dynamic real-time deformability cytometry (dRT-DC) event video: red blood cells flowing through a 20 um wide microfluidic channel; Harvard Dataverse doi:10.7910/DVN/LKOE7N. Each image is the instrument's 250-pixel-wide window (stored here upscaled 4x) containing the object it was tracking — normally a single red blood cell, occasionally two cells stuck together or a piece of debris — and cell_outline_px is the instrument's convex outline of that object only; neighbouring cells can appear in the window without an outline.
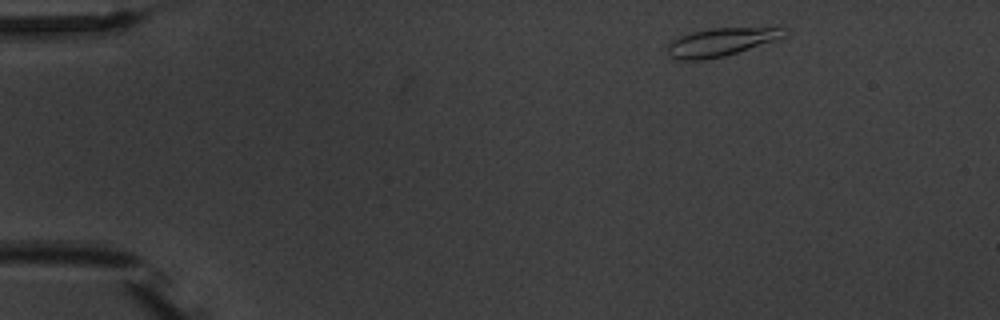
{"species": "common noctule bat (a hibernating species)", "species_latin": "Nyctalus noctula", "temperature_condition": "warm", "stored_images_in_passage": 4, "camera_frame_rate_fps": 3000, "um_per_image_px": 0.085, "animal": {"sex": "male", "body_mass_g": 20.1, "forearm_length_mm": 53.5}, "frame": {"image": 1, "passage_image": 1, "time_ms": 0.0, "image_size_px": [1000, 320], "cell_outline_px": [[788, 28], [784, 36], [724, 56], [700, 60], [672, 60], [668, 56], [668, 44], [672, 40], [680, 36], [692, 32], [708, 28]], "centroid_in_image_um": [61.16, 3.58], "position_along_channel_um": 23.8, "area_um2": 18.73}}